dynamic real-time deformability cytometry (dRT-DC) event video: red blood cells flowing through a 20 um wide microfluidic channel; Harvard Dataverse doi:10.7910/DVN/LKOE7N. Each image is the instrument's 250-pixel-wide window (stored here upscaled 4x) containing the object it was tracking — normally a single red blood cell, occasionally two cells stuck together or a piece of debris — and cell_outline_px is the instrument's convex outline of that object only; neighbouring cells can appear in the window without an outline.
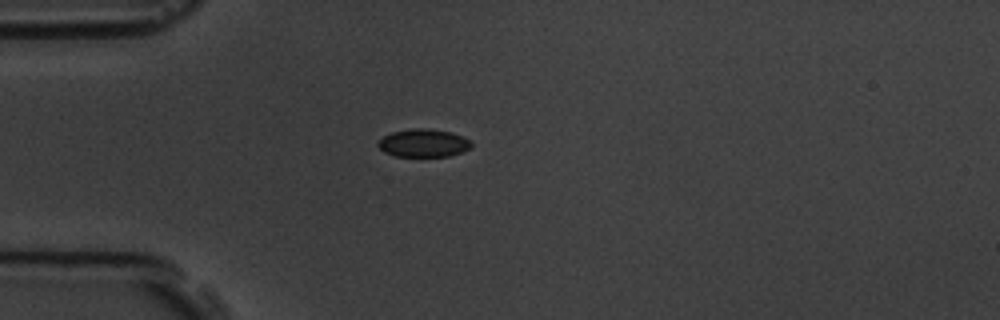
{"species": "common noctule bat (a hibernating species)", "species_latin": "Nyctalus noctula", "temperature_condition": "room temperature", "stored_images_in_passage": 2, "camera_frame_rate_fps": 3000, "um_per_image_px": 0.085, "animal": {"sex": "male", "body_mass_g": 19.5, "forearm_length_mm": 54.6}, "frame": {"image": 1, "passage_image": 2, "time_ms": 1.333, "image_size_px": [1000, 320], "cell_outline_px": [[472, 148], [448, 156], [396, 156], [384, 152], [376, 144], [384, 136], [392, 132], [412, 128], [424, 128], [452, 132], [472, 140]], "centroid_in_image_um": [36.02, 12.15], "position_along_channel_um": 49.0, "area_um2": 15.2}}